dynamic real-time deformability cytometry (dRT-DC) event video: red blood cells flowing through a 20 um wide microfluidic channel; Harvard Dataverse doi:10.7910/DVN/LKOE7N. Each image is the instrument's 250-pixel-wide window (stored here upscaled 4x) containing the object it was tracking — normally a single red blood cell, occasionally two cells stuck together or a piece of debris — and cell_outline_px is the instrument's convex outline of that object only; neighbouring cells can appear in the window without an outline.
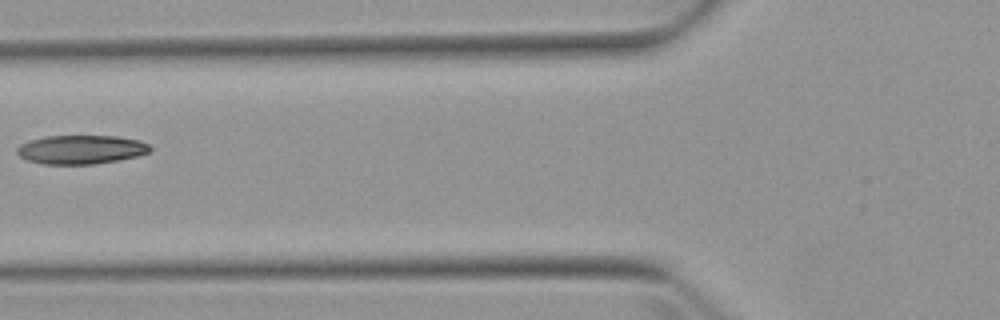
{"species": "Egyptian fruit bat (a non-hibernating species)", "species_latin": "Rousettus aegyptiacus", "temperature_condition": "warm", "stored_images_in_passage": 5, "camera_frame_rate_fps": 3000, "um_per_image_px": 0.085, "animal": {"sex": "female"}, "frame": {"image": 1, "passage_image": 5, "time_ms": 5.667, "image_size_px": [1000, 320], "cell_outline_px": [[152, 148], [148, 152], [136, 156], [116, 160], [92, 164], [44, 164], [28, 160], [20, 156], [16, 152], [16, 148], [20, 144], [28, 140], [44, 136], [116, 136], [140, 140], [148, 144]], "centroid_in_image_um": [6.85, 12.7], "position_along_channel_um": 119.0, "area_um2": 22.31}}